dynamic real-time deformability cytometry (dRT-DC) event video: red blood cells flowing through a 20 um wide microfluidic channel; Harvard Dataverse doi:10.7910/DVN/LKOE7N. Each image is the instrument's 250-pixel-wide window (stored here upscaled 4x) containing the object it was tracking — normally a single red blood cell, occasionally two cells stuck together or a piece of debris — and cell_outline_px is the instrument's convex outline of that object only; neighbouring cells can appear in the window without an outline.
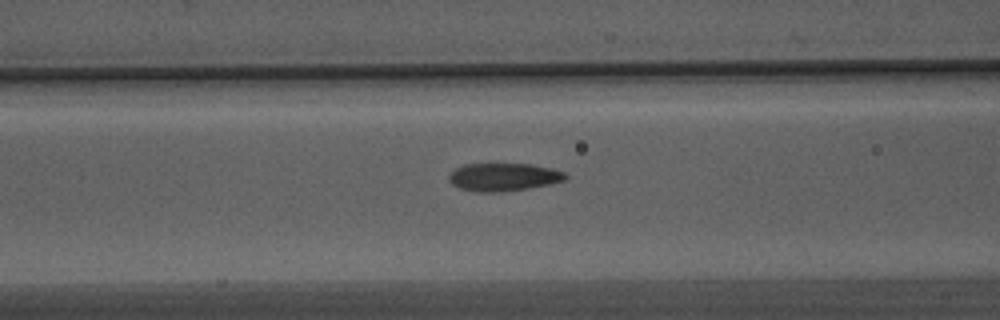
{"species": "Egyptian fruit bat (a non-hibernating species)", "species_latin": "Rousettus aegyptiacus", "temperature_condition": "warm", "stored_images_in_passage": 32, "camera_frame_rate_fps": 3000, "um_per_image_px": 0.085, "animal": {"sex": "male"}, "frame": {"image": 1, "passage_image": 11, "time_ms": 3.333, "image_size_px": [1000, 320], "cell_outline_px": [[568, 176], [564, 180], [552, 184], [504, 192], [476, 192], [460, 188], [452, 184], [448, 180], [448, 176], [456, 168], [464, 164], [532, 164], [552, 168], [564, 172]], "centroid_in_image_um": [42.81, 15.05], "position_along_channel_um": 123.8, "area_um2": 19.07}}
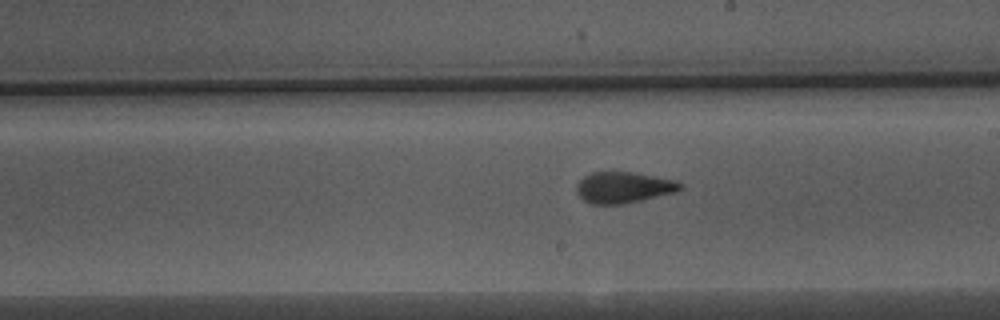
{"frame": {"image": 2, "passage_image": 20, "time_ms": 6.333, "image_size_px": [1000, 320], "cell_outline_px": [[684, 188], [676, 192], [624, 204], [592, 204], [584, 200], [576, 192], [576, 184], [584, 176], [592, 172], [632, 172], [676, 180]], "centroid_in_image_um": [52.99, 15.93], "position_along_channel_um": 236.0, "area_um2": 18.79}}
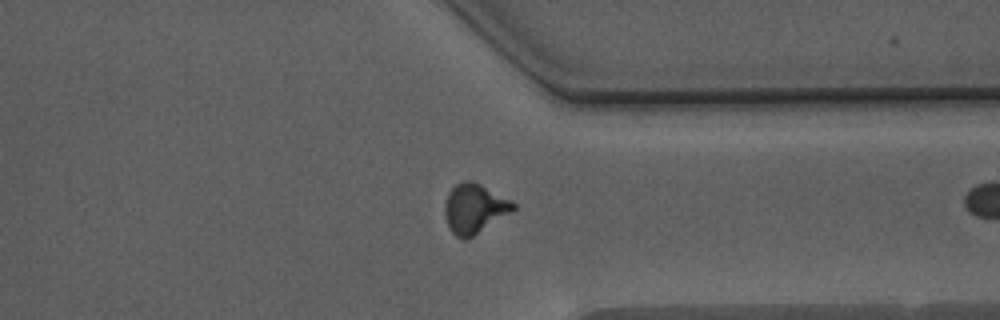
{"frame": {"image": 3, "passage_image": 31, "time_ms": 10.0, "image_size_px": [1000, 320], "cell_outline_px": [[516, 208], [512, 212], [468, 240], [464, 240], [456, 236], [452, 232], [444, 216], [444, 204], [448, 192], [456, 184], [464, 180], [472, 180], [512, 200], [516, 204]], "centroid_in_image_um": [40.33, 17.73], "position_along_channel_um": 371.1, "area_um2": 20.06}}